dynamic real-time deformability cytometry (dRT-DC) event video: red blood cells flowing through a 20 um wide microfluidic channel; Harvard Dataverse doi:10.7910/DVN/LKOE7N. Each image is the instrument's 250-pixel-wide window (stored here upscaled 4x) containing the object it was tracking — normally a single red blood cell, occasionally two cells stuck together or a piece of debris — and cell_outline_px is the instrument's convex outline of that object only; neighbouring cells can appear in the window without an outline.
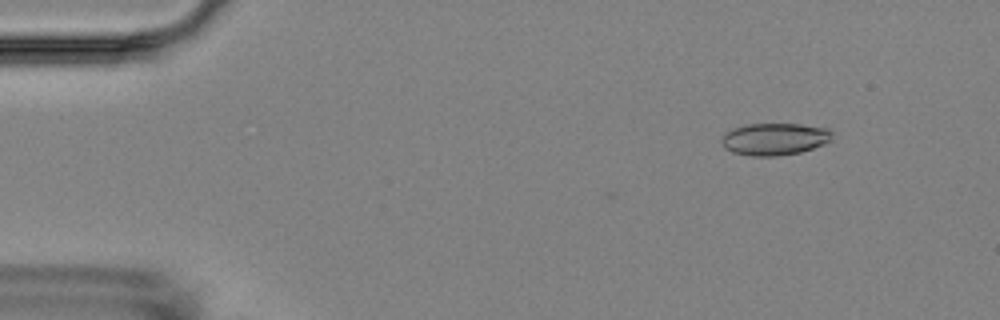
{"species": "Egyptian fruit bat (a non-hibernating species)", "species_latin": "Rousettus aegyptiacus", "temperature_condition": "room temperature", "stored_images_in_passage": 4, "camera_frame_rate_fps": 3000, "um_per_image_px": 0.085, "animal": {"sex": "female"}, "frame": {"image": 1, "passage_image": 2, "time_ms": 1.333, "image_size_px": [1000, 320], "cell_outline_px": [[832, 132], [828, 140], [824, 144], [800, 152], [776, 156], [752, 156], [732, 152], [724, 148], [720, 140], [724, 132], [732, 128], [744, 124], [800, 124], [828, 128]], "centroid_in_image_um": [65.77, 11.81], "position_along_channel_um": 19.2, "area_um2": 20.75}}